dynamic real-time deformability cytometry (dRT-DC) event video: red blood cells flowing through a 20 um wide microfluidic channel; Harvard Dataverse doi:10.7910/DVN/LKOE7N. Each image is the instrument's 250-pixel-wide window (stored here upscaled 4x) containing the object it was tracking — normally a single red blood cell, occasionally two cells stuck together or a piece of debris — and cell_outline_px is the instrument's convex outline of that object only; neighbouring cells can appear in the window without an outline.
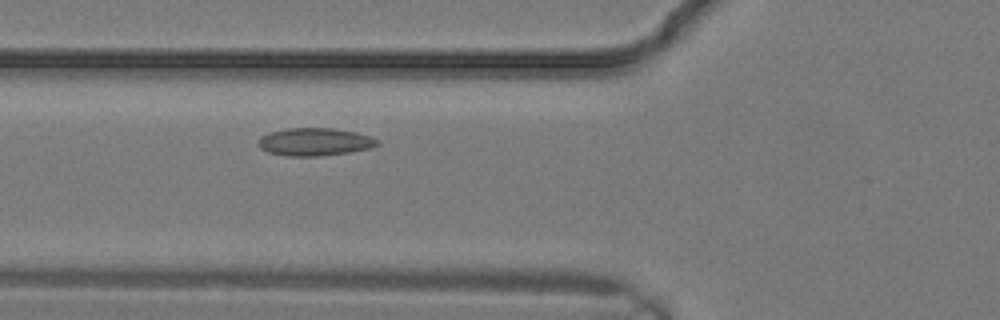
{"species": "common noctule bat (a hibernating species)", "species_latin": "Nyctalus noctula", "temperature_condition": "warm", "stored_images_in_passage": 3, "camera_frame_rate_fps": 3000, "um_per_image_px": 0.085, "animal": {"sex": "male", "body_mass_g": 19.2, "forearm_length_mm": 51.8}, "frame": {"image": 1, "passage_image": 3, "time_ms": 0.667, "image_size_px": [1000, 320], "cell_outline_px": [[380, 144], [368, 148], [348, 152], [316, 156], [288, 156], [268, 152], [260, 148], [260, 136], [268, 132], [288, 128], [332, 128], [356, 132], [380, 140]], "centroid_in_image_um": [26.74, 12.05], "position_along_channel_um": 99.1, "area_um2": 19.07}}